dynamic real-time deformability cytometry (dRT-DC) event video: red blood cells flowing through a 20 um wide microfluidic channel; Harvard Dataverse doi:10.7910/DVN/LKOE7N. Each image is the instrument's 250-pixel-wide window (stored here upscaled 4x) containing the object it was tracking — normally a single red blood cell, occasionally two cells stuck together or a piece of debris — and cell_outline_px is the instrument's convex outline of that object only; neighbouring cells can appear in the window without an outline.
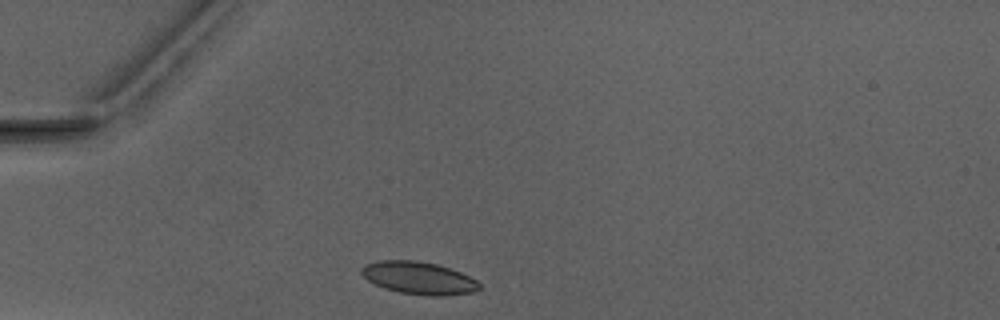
{"species": "Egyptian fruit bat (a non-hibernating species)", "species_latin": "Rousettus aegyptiacus", "temperature_condition": "warm", "stored_images_in_passage": 1, "camera_frame_rate_fps": 3000, "um_per_image_px": 0.085, "animal": {"sex": "male"}, "frame": {"image": 1, "passage_image": 1, "time_ms": 0.0, "image_size_px": [1000, 320], "cell_outline_px": [[480, 288], [476, 292], [444, 296], [432, 296], [400, 292], [384, 288], [368, 280], [360, 272], [360, 268], [368, 264], [380, 260], [416, 260], [436, 264], [460, 272], [476, 280], [480, 284]], "centroid_in_image_um": [35.61, 23.63], "position_along_channel_um": 49.4, "area_um2": 22.2}}